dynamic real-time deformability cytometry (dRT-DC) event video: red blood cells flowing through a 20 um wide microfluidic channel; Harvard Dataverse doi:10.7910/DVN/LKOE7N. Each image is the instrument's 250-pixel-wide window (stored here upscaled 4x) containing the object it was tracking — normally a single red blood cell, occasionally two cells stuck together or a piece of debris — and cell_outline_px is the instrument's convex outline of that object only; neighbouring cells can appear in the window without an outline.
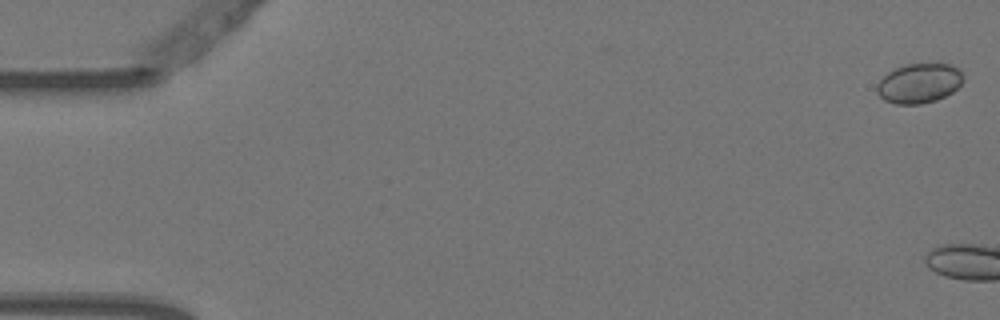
{"species": "Egyptian fruit bat (a non-hibernating species)", "species_latin": "Rousettus aegyptiacus", "temperature_condition": "warm", "stored_images_in_passage": 5, "camera_frame_rate_fps": 3000, "um_per_image_px": 0.085, "animal": {"sex": "female"}, "frame": {"image": 1, "passage_image": 1, "time_ms": 0.0, "image_size_px": [1000, 320], "cell_outline_px": [[964, 80], [952, 92], [936, 100], [920, 104], [896, 104], [884, 100], [876, 92], [876, 84], [888, 72], [904, 64], [948, 64], [956, 68], [964, 76]], "centroid_in_image_um": [78.09, 7.08], "position_along_channel_um": 6.9, "area_um2": 19.83}}
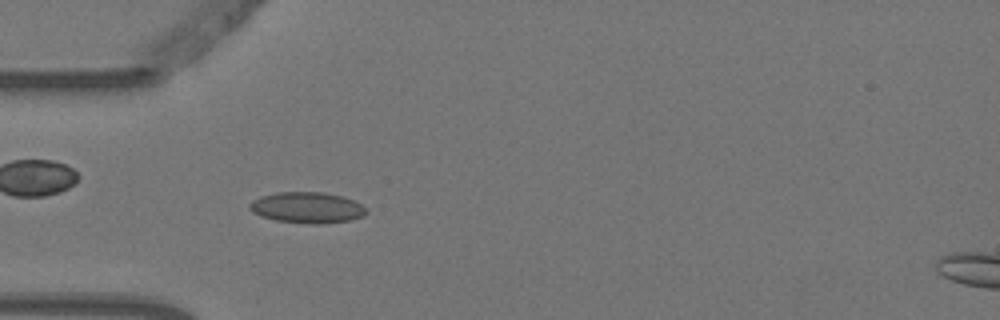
{"frame": {"image": 2, "passage_image": 5, "time_ms": 1.333, "image_size_px": [1000, 320], "cell_outline_px": [[368, 212], [364, 216], [348, 220], [320, 224], [312, 224], [276, 220], [260, 216], [252, 212], [248, 208], [248, 204], [252, 200], [260, 196], [276, 192], [324, 192], [344, 196], [360, 204]], "centroid_in_image_um": [26.07, 17.63], "position_along_channel_um": 58.9, "area_um2": 21.15}}